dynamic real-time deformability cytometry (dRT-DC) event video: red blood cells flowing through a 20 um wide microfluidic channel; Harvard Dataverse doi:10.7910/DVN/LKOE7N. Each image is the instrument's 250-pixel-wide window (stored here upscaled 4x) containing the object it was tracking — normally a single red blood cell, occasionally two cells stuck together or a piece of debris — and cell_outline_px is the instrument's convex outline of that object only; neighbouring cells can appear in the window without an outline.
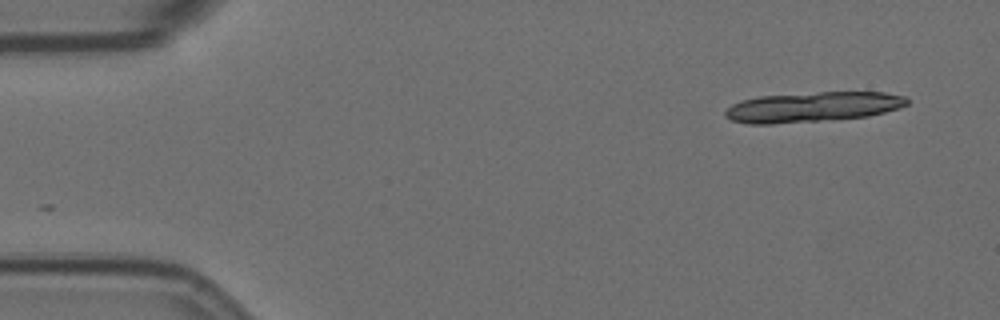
{"species": "Egyptian fruit bat (a non-hibernating species)", "species_latin": "Rousettus aegyptiacus", "temperature_condition": "room temperature", "stored_images_in_passage": 18, "camera_frame_rate_fps": 3000, "um_per_image_px": 0.085, "animal": {"sex": "female"}, "frame": {"image": 1, "passage_image": 1, "time_ms": 0.0, "image_size_px": [1000, 320], "cell_outline_px": [[908, 104], [900, 108], [868, 116], [772, 124], [748, 124], [732, 120], [724, 116], [724, 112], [732, 104], [740, 100], [760, 96], [820, 92], [884, 92], [904, 96], [908, 100]], "centroid_in_image_um": [69.06, 9.09], "position_along_channel_um": 15.9, "area_um2": 31.67}}